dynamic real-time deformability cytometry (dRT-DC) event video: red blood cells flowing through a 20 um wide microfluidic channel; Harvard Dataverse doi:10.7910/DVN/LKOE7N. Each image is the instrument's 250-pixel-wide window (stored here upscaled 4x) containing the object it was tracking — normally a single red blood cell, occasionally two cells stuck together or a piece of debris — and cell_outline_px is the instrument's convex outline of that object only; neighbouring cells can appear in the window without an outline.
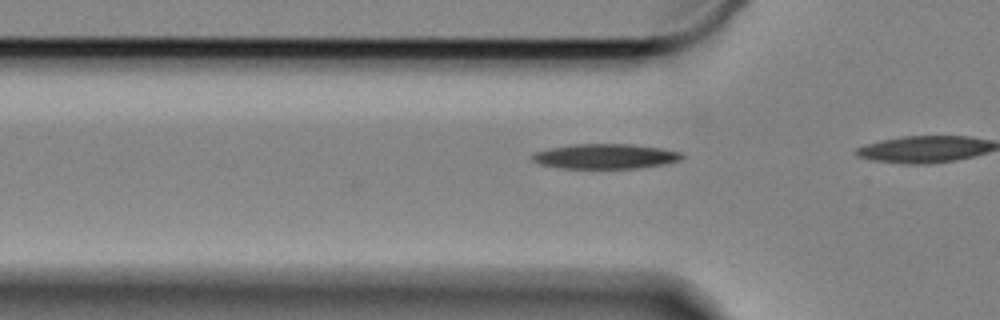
{"species": "Egyptian fruit bat (a non-hibernating species)", "species_latin": "Rousettus aegyptiacus", "temperature_condition": "cold", "stored_images_in_passage": 6, "camera_frame_rate_fps": 3000, "um_per_image_px": 0.085, "animal": {"sex": "female"}, "frame": {"image": 1, "passage_image": 3, "time_ms": 0.667, "image_size_px": [1000, 320], "cell_outline_px": [[684, 156], [680, 160], [664, 164], [636, 168], [560, 168], [540, 164], [532, 160], [532, 156], [536, 152], [552, 148], [572, 144], [632, 144], [660, 148], [680, 152]], "centroid_in_image_um": [51.46, 13.29], "position_along_channel_um": 74.3, "area_um2": 21.5}}